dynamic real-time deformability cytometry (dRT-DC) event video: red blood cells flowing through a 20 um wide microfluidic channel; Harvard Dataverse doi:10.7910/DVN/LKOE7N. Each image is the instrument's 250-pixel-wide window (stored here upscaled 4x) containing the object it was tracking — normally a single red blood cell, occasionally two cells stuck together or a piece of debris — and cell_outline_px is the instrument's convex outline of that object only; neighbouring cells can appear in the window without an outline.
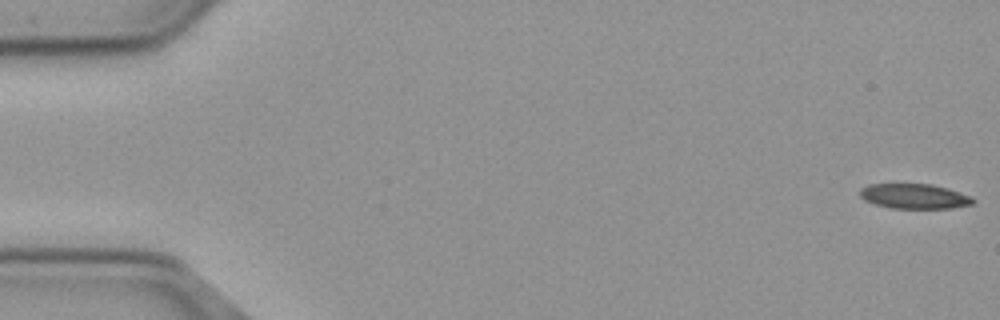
{"species": "common noctule bat (a hibernating species)", "species_latin": "Nyctalus noctula", "temperature_condition": "cold", "stored_images_in_passage": 56, "camera_frame_rate_fps": 3000, "um_per_image_px": 0.085, "animal": {"sex": "male", "body_mass_g": 23.1, "forearm_length_mm": 52.7}, "frame": {"image": 1, "passage_image": 1, "time_ms": 0.0, "image_size_px": [1000, 320], "cell_outline_px": [[976, 200], [972, 204], [952, 208], [892, 208], [876, 204], [864, 200], [860, 196], [860, 188], [868, 184], [932, 184], [968, 196]], "centroid_in_image_um": [77.66, 16.68], "position_along_channel_um": 7.3, "area_um2": 16.13}}
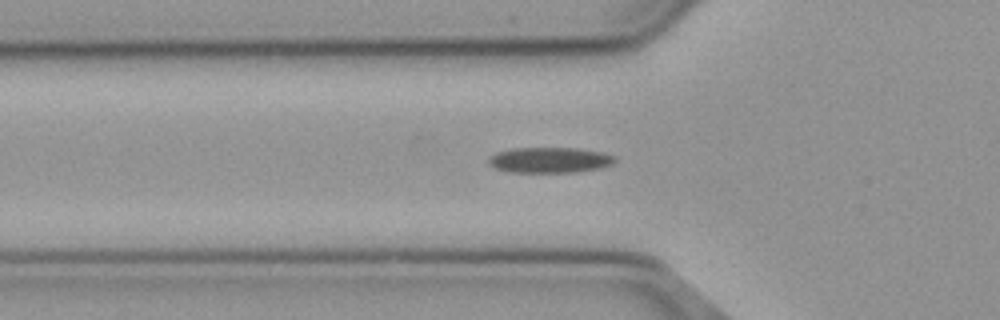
{"frame": {"image": 2, "passage_image": 19, "time_ms": 6.0, "image_size_px": [1000, 320], "cell_outline_px": [[616, 160], [612, 164], [600, 168], [576, 172], [508, 172], [496, 168], [488, 164], [488, 160], [496, 152], [512, 148], [572, 148], [600, 152], [612, 156]], "centroid_in_image_um": [46.68, 13.61], "position_along_channel_um": 79.1, "area_um2": 18.61}}
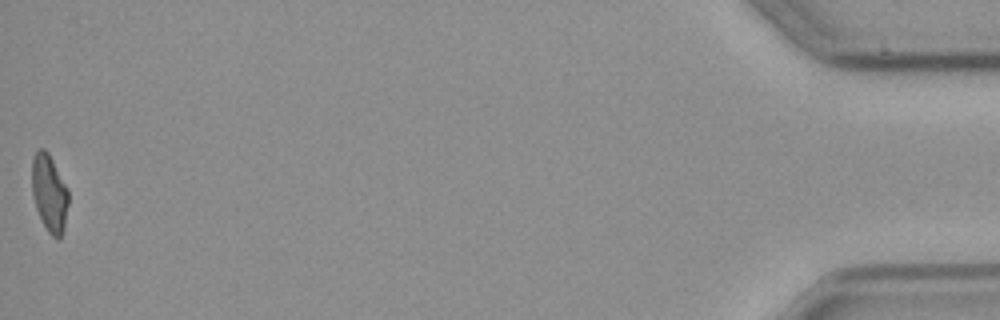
{"frame": {"image": 3, "passage_image": 56, "time_ms": 18.333, "image_size_px": [1000, 320], "cell_outline_px": [[68, 204], [64, 228], [60, 240], [56, 240], [48, 232], [36, 208], [32, 192], [32, 160], [36, 152], [40, 148], [44, 148], [48, 152], [68, 188]], "centroid_in_image_um": [4.21, 16.43], "position_along_channel_um": 431.0, "area_um2": 16.42}, "authors_computed_cell_mechanics": {"area_um2": 17.4556, "velocity_mm_per_s": 3.6852, "shape_relaxation_time_tau1_ms": null, "shape_relaxation_time_tau2_ms": 8.9117, "deformation_change_tau1": null, "deformation_change_tau2": 0.1672}}